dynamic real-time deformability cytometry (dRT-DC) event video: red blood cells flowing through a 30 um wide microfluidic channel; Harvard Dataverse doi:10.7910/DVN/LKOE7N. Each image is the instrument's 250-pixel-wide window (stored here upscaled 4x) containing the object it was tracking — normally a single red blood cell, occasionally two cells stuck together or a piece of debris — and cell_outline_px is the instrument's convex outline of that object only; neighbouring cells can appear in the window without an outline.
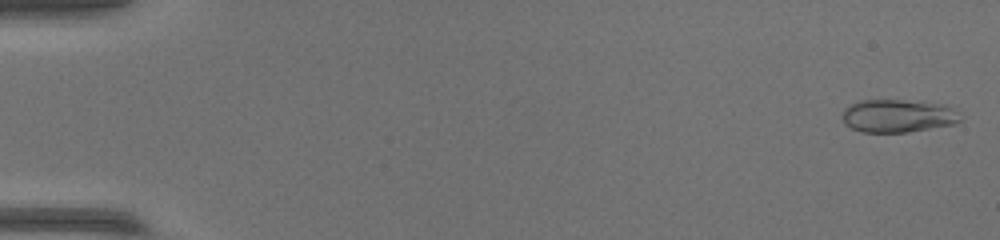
{"species": "common noctule bat (a hibernating species)", "species_latin": "Nyctalus noctula", "temperature_condition": "warm", "stored_images_in_passage": 53, "camera_frame_rate_fps": 3000, "um_per_image_px": 0.085, "animal": {"sex": "female", "body_mass_g": 17.0, "forearm_length_mm": 48.0}, "frame": {"image": 1, "passage_image": 2, "time_ms": 0.333, "image_size_px": [1000, 240], "cell_outline_px": [[960, 120], [956, 124], [908, 132], [860, 132], [844, 124], [844, 108], [860, 100], [904, 100], [944, 104], [952, 108]], "centroid_in_image_um": [76.3, 9.85], "position_along_channel_um": 8.7, "area_um2": 22.48}}
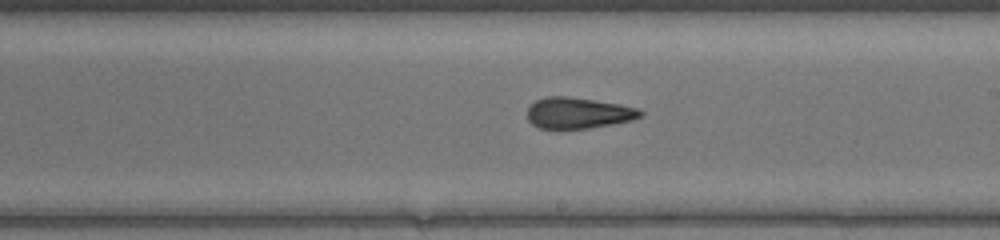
{"frame": {"image": 2, "passage_image": 32, "time_ms": 10.333, "image_size_px": [1000, 240], "cell_outline_px": [[644, 112], [640, 116], [632, 120], [588, 128], [540, 128], [532, 124], [528, 120], [528, 108], [536, 100], [548, 96], [568, 96], [620, 104], [636, 108]], "centroid_in_image_um": [49.13, 9.59], "position_along_channel_um": 239.9, "area_um2": 20.17}}
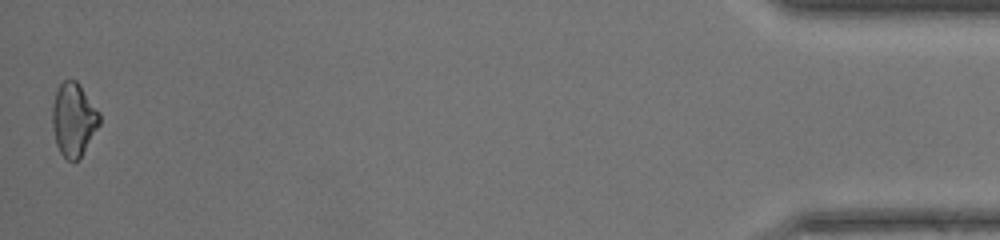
{"frame": {"image": 3, "passage_image": 53, "time_ms": 17.333, "image_size_px": [1000, 240], "cell_outline_px": [[100, 124], [80, 156], [76, 160], [68, 160], [60, 152], [56, 144], [52, 128], [52, 108], [56, 88], [64, 80], [76, 80], [80, 84], [100, 112]], "centroid_in_image_um": [6.24, 10.12], "position_along_channel_um": 429.0, "area_um2": 20.11}}